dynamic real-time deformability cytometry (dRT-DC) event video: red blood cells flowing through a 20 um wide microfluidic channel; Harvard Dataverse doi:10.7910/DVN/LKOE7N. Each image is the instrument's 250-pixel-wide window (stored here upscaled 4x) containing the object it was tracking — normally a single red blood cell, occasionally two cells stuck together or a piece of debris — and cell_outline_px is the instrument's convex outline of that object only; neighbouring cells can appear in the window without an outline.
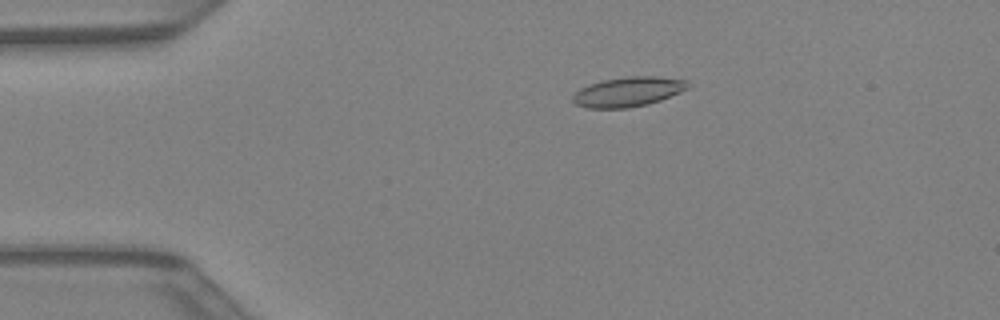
{"species": "Egyptian fruit bat (a non-hibernating species)", "species_latin": "Rousettus aegyptiacus", "temperature_condition": "warm", "stored_images_in_passage": 36, "camera_frame_rate_fps": 3000, "um_per_image_px": 0.085, "animal": {"sex": "female"}, "frame": {"image": 1, "passage_image": 2, "time_ms": 0.333, "image_size_px": [1000, 320], "cell_outline_px": [[688, 88], [680, 92], [660, 100], [648, 104], [628, 108], [588, 108], [576, 104], [572, 100], [572, 96], [580, 88], [588, 84], [604, 80], [628, 76], [656, 76], [688, 80]], "centroid_in_image_um": [53.38, 7.8], "position_along_channel_um": 31.6, "area_um2": 19.88}}
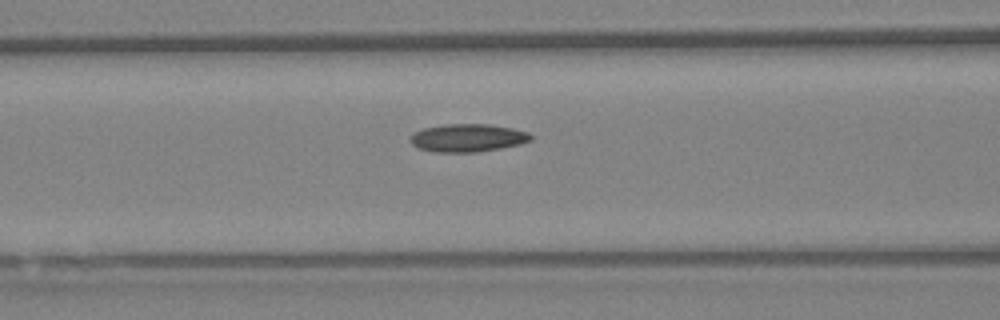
{"frame": {"image": 2, "passage_image": 11, "time_ms": 3.333, "image_size_px": [1000, 320], "cell_outline_px": [[532, 140], [520, 144], [500, 148], [476, 152], [436, 152], [416, 148], [408, 140], [416, 132], [424, 128], [444, 124], [492, 124], [512, 128], [528, 132], [532, 136]], "centroid_in_image_um": [39.76, 11.72], "position_along_channel_um": 126.8, "area_um2": 19.65}}
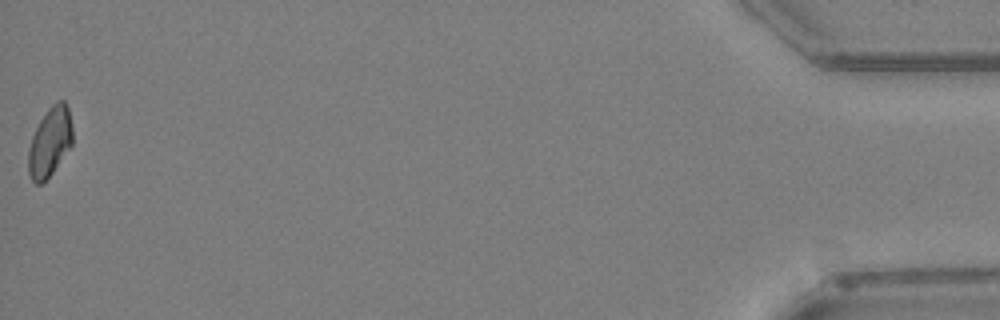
{"frame": {"image": 3, "passage_image": 36, "time_ms": 11.667, "image_size_px": [1000, 320], "cell_outline_px": [[72, 144], [52, 172], [40, 184], [36, 184], [32, 180], [28, 172], [28, 148], [32, 136], [40, 120], [48, 108], [56, 100], [64, 100], [68, 108], [72, 128]], "centroid_in_image_um": [4.23, 12.04], "position_along_channel_um": 431.0, "area_um2": 17.63}}